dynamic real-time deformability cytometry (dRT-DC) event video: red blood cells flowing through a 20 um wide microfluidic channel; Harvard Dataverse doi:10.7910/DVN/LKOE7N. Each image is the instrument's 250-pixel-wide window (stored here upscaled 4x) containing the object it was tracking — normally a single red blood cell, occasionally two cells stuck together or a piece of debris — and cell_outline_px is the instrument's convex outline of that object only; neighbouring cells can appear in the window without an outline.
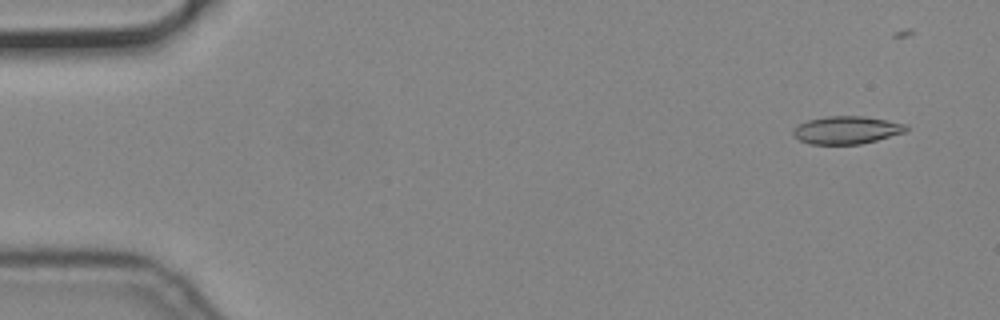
{"species": "common noctule bat (a hibernating species)", "species_latin": "Nyctalus noctula", "temperature_condition": "cold", "stored_images_in_passage": 18, "camera_frame_rate_fps": 3000, "um_per_image_px": 0.085, "animal": {"sex": "male", "body_mass_g": 19.2, "forearm_length_mm": 51.8}, "frame": {"image": 1, "passage_image": 4, "time_ms": 1.0, "image_size_px": [1000, 320], "cell_outline_px": [[908, 128], [904, 132], [876, 140], [860, 144], [808, 144], [800, 140], [792, 132], [800, 124], [808, 120], [828, 116], [864, 116], [908, 124]], "centroid_in_image_um": [71.98, 11.05], "position_along_channel_um": 13.0, "area_um2": 18.03}}
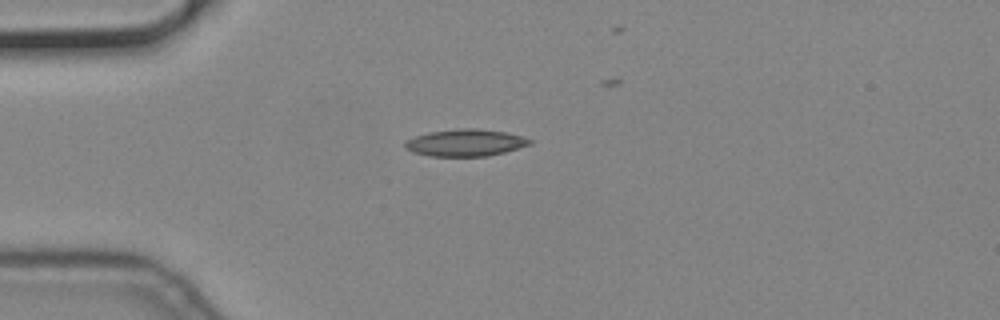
{"frame": {"image": 2, "passage_image": 15, "time_ms": 4.667, "image_size_px": [1000, 320], "cell_outline_px": [[532, 144], [504, 152], [488, 156], [428, 156], [412, 152], [404, 148], [404, 140], [428, 132], [460, 128], [476, 128], [508, 132], [532, 140]], "centroid_in_image_um": [39.53, 12.13], "position_along_channel_um": 45.5, "area_um2": 19.77}}